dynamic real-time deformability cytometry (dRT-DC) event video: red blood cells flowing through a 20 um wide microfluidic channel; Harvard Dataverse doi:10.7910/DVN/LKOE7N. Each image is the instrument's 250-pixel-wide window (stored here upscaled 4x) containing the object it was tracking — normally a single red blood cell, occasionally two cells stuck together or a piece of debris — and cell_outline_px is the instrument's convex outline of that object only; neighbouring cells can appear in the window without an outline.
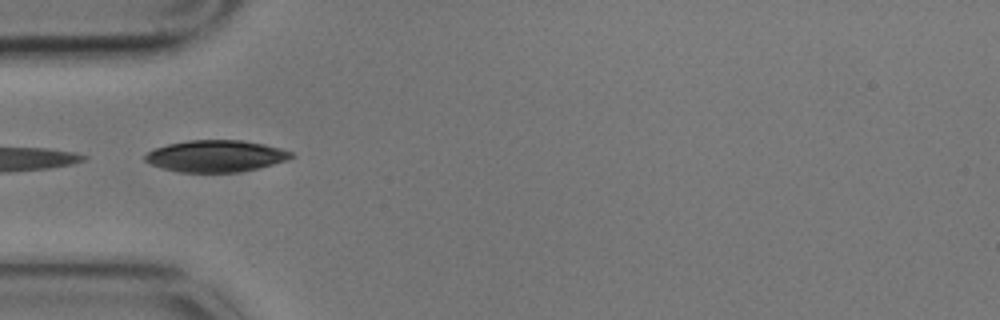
{"species": "common noctule bat (a hibernating species)", "species_latin": "Nyctalus noctula", "temperature_condition": "cold", "stored_images_in_passage": 11, "camera_frame_rate_fps": 3000, "um_per_image_px": 0.085, "animal": {"sex": "male", "body_mass_g": 17.9}, "frame": {"image": 1, "passage_image": 5, "time_ms": 1.333, "image_size_px": [1000, 320], "cell_outline_px": [[296, 156], [288, 160], [260, 168], [240, 172], [180, 172], [164, 168], [152, 164], [144, 160], [144, 156], [148, 152], [156, 148], [168, 144], [188, 140], [240, 140], [264, 144], [280, 148], [292, 152]], "centroid_in_image_um": [18.4, 13.26], "position_along_channel_um": 66.6, "area_um2": 26.99}}
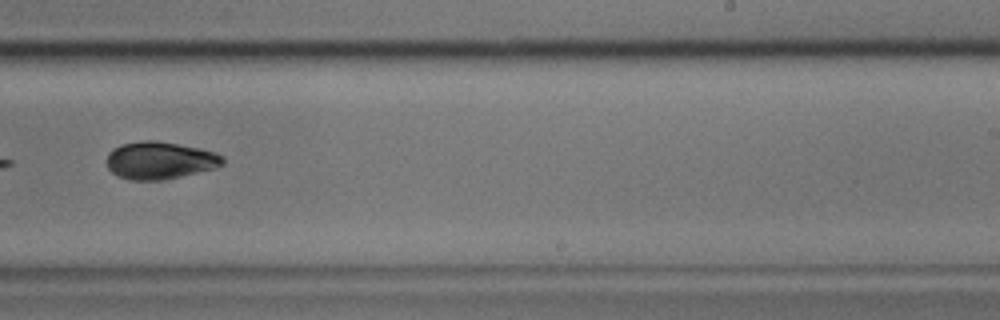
{"frame": {"image": 2, "passage_image": 10, "time_ms": 3.0, "image_size_px": [1000, 320], "cell_outline_px": [[224, 164], [212, 168], [164, 180], [132, 180], [116, 176], [108, 168], [108, 152], [112, 148], [120, 144], [140, 140], [156, 140], [200, 148], [216, 152], [224, 156]], "centroid_in_image_um": [13.56, 13.62], "position_along_channel_um": 275.4, "area_um2": 25.37}}
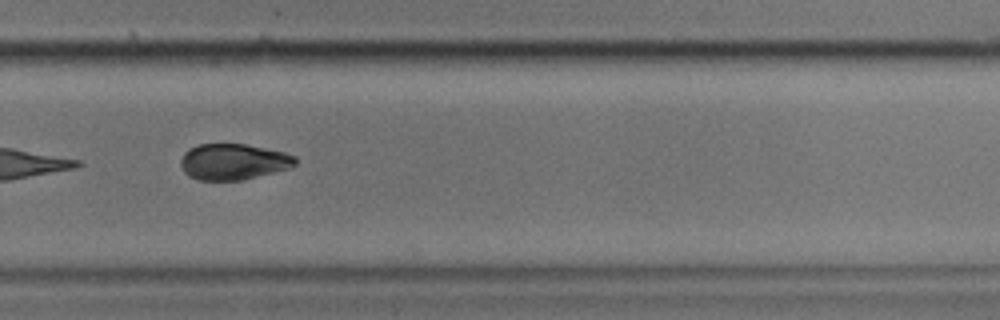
{"frame": {"image": 3, "passage_image": 11, "time_ms": 3.333, "image_size_px": [1000, 320], "cell_outline_px": [[296, 164], [288, 168], [240, 180], [196, 180], [188, 176], [184, 172], [180, 164], [180, 160], [184, 152], [188, 148], [200, 144], [244, 144], [284, 152], [296, 156]], "centroid_in_image_um": [19.78, 13.74], "position_along_channel_um": 310.0, "area_um2": 23.93}}